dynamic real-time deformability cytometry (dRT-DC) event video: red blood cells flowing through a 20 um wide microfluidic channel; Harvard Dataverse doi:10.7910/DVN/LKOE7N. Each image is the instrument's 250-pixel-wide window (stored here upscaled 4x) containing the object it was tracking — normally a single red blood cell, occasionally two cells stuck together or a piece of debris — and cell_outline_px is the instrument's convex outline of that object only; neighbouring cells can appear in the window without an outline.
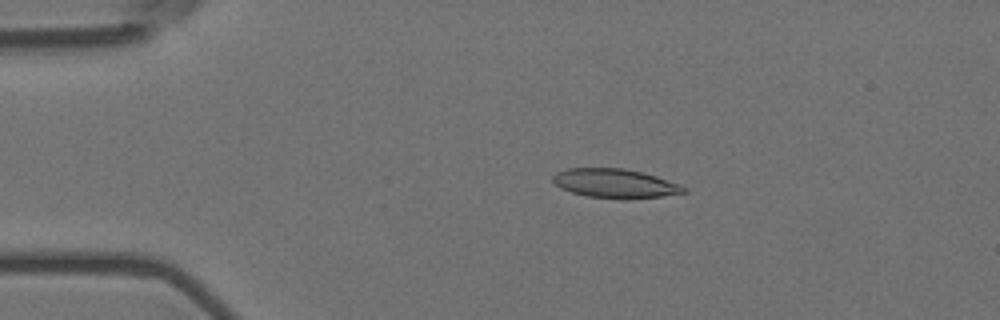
{"species": "Egyptian fruit bat (a non-hibernating species)", "species_latin": "Rousettus aegyptiacus", "temperature_condition": "room temperature", "stored_images_in_passage": 6, "camera_frame_rate_fps": 3000, "um_per_image_px": 0.085, "animal": {"sex": "female"}, "frame": {"image": 1, "passage_image": 4, "time_ms": 1.0, "image_size_px": [1000, 320], "cell_outline_px": [[688, 192], [660, 196], [624, 200], [588, 196], [572, 192], [560, 188], [552, 180], [552, 176], [556, 172], [568, 168], [624, 168], [656, 176], [680, 184], [688, 188]], "centroid_in_image_um": [52.29, 15.59], "position_along_channel_um": 32.7, "area_um2": 22.31}}
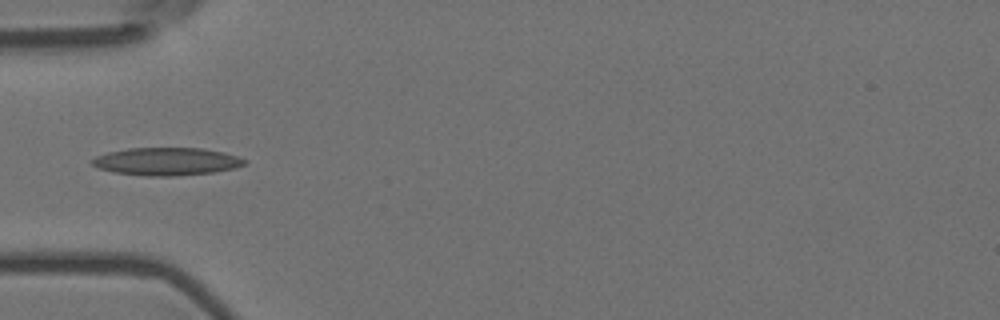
{"frame": {"image": 2, "passage_image": 6, "time_ms": 1.667, "image_size_px": [1000, 320], "cell_outline_px": [[248, 164], [236, 168], [212, 172], [176, 176], [148, 176], [116, 172], [100, 168], [92, 164], [88, 160], [96, 156], [108, 152], [128, 148], [204, 148], [224, 152], [248, 160]], "centroid_in_image_um": [14.2, 13.72], "position_along_channel_um": 70.8, "area_um2": 24.74}}